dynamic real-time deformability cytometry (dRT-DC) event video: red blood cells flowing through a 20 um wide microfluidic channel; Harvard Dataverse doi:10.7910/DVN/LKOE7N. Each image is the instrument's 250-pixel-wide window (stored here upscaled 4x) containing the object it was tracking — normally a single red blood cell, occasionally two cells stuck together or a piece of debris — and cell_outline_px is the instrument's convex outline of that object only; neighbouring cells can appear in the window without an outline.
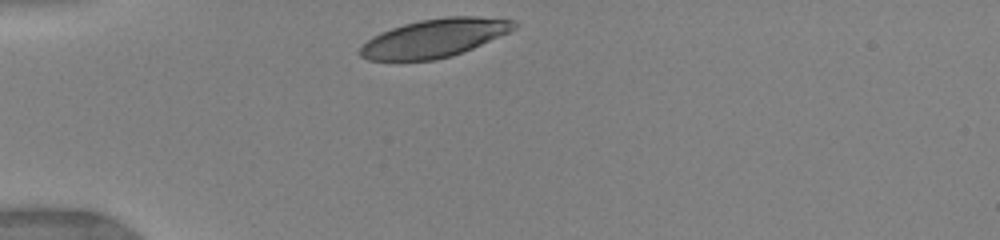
{"species": "human", "species_latin": "Homo sapiens", "temperature_condition": "warm", "stored_images_in_passage": 22, "camera_frame_rate_fps": 3000, "um_per_image_px": 0.085, "donor": {"sex": "female"}, "frame": {"image": 1, "passage_image": 1, "time_ms": 0.0, "image_size_px": [1000, 240], "cell_outline_px": [[516, 28], [508, 32], [472, 48], [452, 56], [436, 60], [368, 60], [360, 56], [356, 52], [372, 36], [380, 32], [404, 24], [420, 20], [444, 16], [476, 16], [516, 20]], "centroid_in_image_um": [36.9, 3.23], "position_along_channel_um": 48.1, "area_um2": 34.28}}
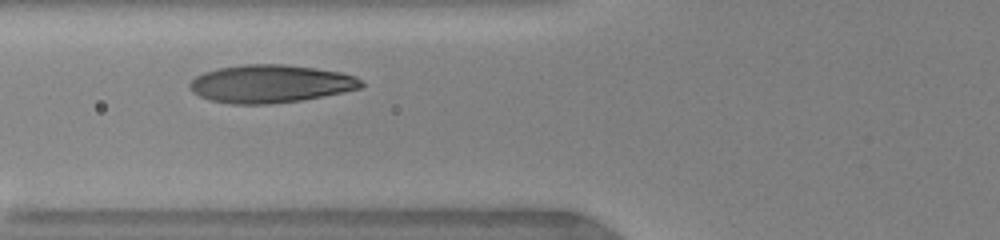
{"frame": {"image": 2, "passage_image": 6, "time_ms": 2.0, "image_size_px": [1000, 240], "cell_outline_px": [[364, 84], [360, 88], [300, 100], [268, 104], [232, 104], [212, 100], [200, 96], [192, 92], [188, 88], [188, 84], [196, 76], [204, 72], [220, 68], [244, 64], [284, 64], [316, 68], [340, 72], [356, 76]], "centroid_in_image_um": [22.95, 7.11], "position_along_channel_um": 102.8, "area_um2": 37.63}, "authors_computed_cell_mechanics": {"area_um2": 37.6567, "velocity_mm_per_s": 3.9786, "shape_relaxation_time_tau1_ms": 1.5933, "shape_relaxation_time_tau2_ms": null, "deformation_change_tau1": 0.1281, "deformation_change_tau2": null}}